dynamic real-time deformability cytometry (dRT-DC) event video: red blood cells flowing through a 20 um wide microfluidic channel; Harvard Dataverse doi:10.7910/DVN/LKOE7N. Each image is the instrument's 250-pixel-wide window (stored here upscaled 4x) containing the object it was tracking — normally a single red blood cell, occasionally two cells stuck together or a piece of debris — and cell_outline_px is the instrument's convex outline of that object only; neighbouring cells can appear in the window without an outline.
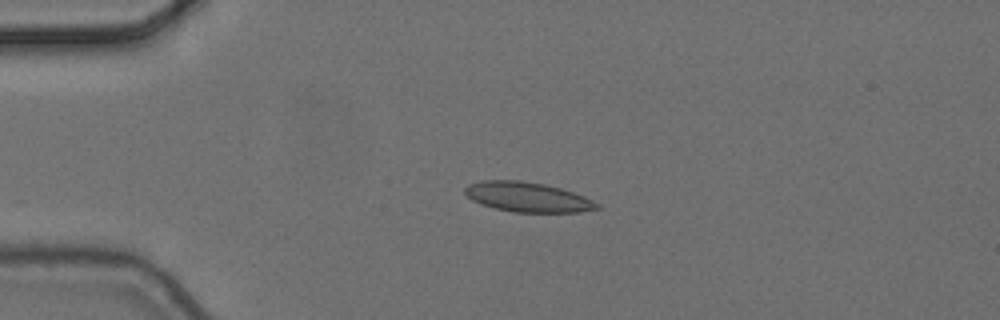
{"species": "common noctule bat (a hibernating species)", "species_latin": "Nyctalus noctula", "temperature_condition": "cold", "stored_images_in_passage": 4, "camera_frame_rate_fps": 3000, "um_per_image_px": 0.085, "animal": {"sex": "female", "body_mass_g": 24.6, "forearm_length_mm": 56.2}, "frame": {"image": 1, "passage_image": 3, "time_ms": 0.667, "image_size_px": [1000, 320], "cell_outline_px": [[600, 208], [580, 212], [512, 212], [480, 204], [472, 200], [464, 192], [464, 188], [468, 184], [480, 180], [520, 180], [544, 184], [560, 188], [584, 196], [600, 204]], "centroid_in_image_um": [44.82, 16.74], "position_along_channel_um": 40.2, "area_um2": 22.95}}